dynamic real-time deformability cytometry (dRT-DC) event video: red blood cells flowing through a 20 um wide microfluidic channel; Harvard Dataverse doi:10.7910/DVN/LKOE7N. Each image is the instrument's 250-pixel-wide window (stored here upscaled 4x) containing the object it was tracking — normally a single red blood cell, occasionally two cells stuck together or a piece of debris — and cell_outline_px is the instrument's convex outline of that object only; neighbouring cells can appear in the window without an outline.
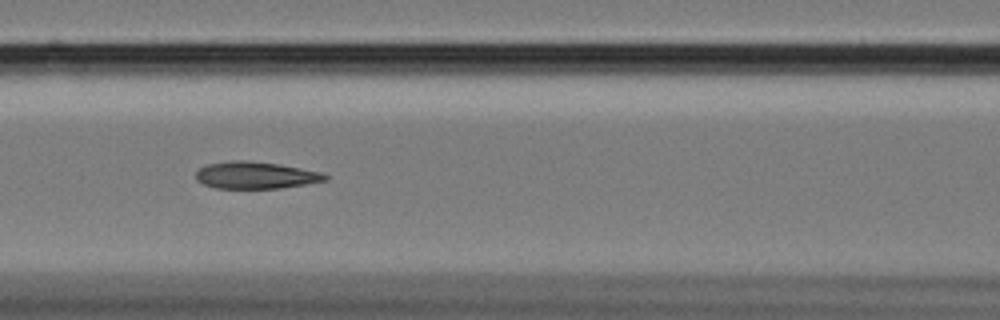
{"species": "Egyptian fruit bat (a non-hibernating species)", "species_latin": "Rousettus aegyptiacus", "temperature_condition": "cold", "stored_images_in_passage": 40, "camera_frame_rate_fps": 3000, "um_per_image_px": 0.085, "animal": {"sex": "female"}, "frame": {"image": 1, "passage_image": 7, "time_ms": 2.0, "image_size_px": [1000, 320], "cell_outline_px": [[328, 180], [280, 188], [216, 188], [204, 184], [196, 180], [196, 172], [200, 168], [208, 164], [232, 160], [244, 160], [276, 164], [320, 172], [328, 176]], "centroid_in_image_um": [21.69, 14.9], "position_along_channel_um": 144.9, "area_um2": 20.0}}
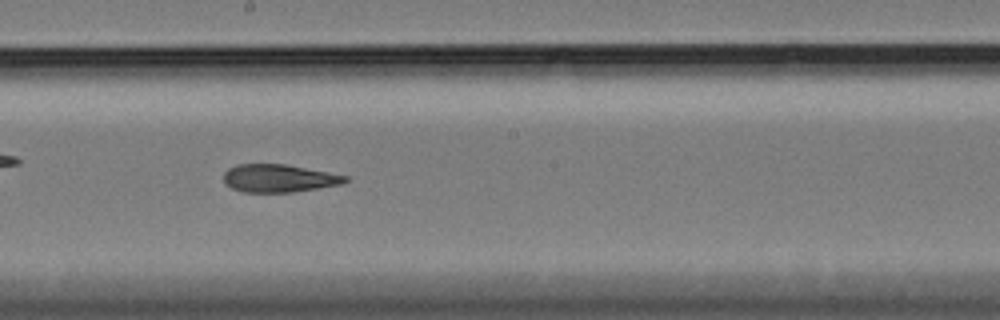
{"frame": {"image": 2, "passage_image": 14, "time_ms": 4.333, "image_size_px": [1000, 320], "cell_outline_px": [[348, 180], [340, 184], [292, 192], [244, 192], [232, 188], [224, 184], [224, 172], [228, 168], [236, 164], [284, 164], [328, 172], [348, 176]], "centroid_in_image_um": [23.65, 15.15], "position_along_channel_um": 224.5, "area_um2": 19.59}}
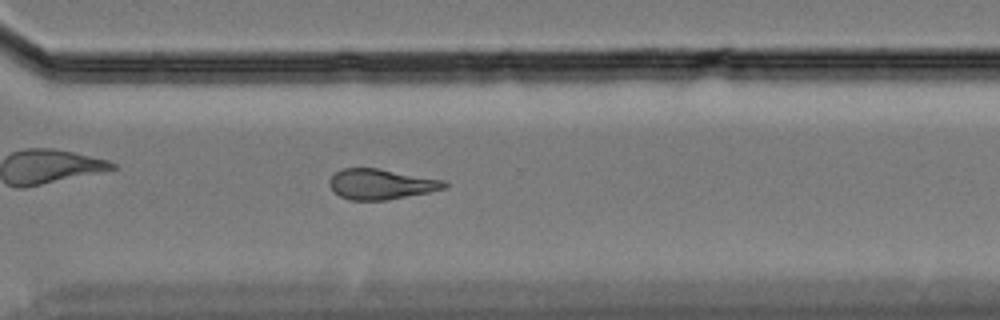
{"frame": {"image": 3, "passage_image": 24, "time_ms": 7.667, "image_size_px": [1000, 320], "cell_outline_px": [[448, 188], [388, 200], [348, 200], [332, 192], [328, 184], [328, 180], [336, 172], [344, 168], [376, 168], [444, 180], [448, 184]], "centroid_in_image_um": [32.35, 15.66], "position_along_channel_um": 338.2, "area_um2": 20.4}}